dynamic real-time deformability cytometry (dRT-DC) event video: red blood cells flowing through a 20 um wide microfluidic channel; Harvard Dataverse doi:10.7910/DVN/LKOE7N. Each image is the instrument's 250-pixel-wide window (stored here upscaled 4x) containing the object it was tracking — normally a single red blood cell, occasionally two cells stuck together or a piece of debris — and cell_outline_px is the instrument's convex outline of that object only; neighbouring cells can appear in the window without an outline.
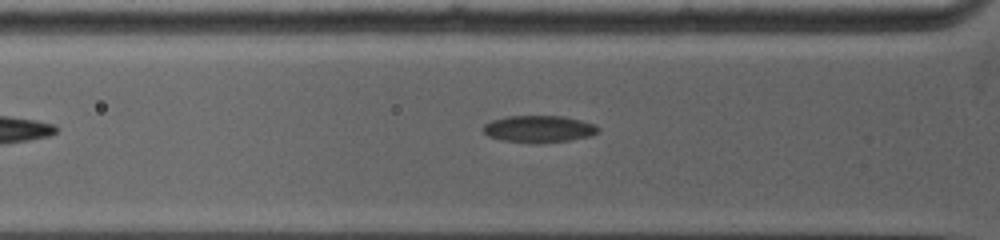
{"species": "common noctule bat (a hibernating species)", "species_latin": "Nyctalus noctula", "temperature_condition": "warm", "stored_images_in_passage": 7, "camera_frame_rate_fps": 5000, "um_per_image_px": 0.085, "animal": {"sex": "female", "body_mass_g": 19.0, "forearm_length_mm": 53.3}, "frame": {"image": 1, "passage_image": 7, "time_ms": 3.2, "image_size_px": [1000, 240], "cell_outline_px": [[600, 132], [588, 136], [568, 140], [532, 144], [504, 140], [488, 136], [480, 128], [484, 124], [492, 120], [508, 116], [564, 116], [580, 120], [592, 124], [600, 128]], "centroid_in_image_um": [45.77, 10.96], "position_along_channel_um": 80.0, "area_um2": 18.03}}